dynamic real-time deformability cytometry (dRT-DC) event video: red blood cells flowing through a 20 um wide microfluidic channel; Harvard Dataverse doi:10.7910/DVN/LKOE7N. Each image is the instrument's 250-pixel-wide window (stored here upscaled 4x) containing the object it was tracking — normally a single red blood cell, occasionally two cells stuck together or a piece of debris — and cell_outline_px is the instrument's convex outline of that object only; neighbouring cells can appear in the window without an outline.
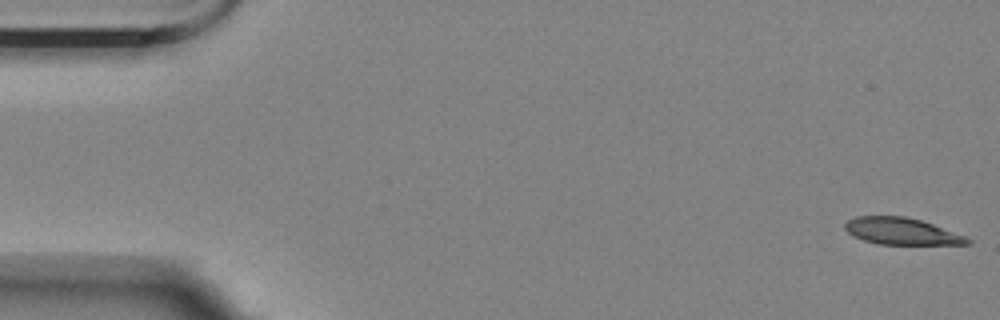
{"species": "Egyptian fruit bat (a non-hibernating species)", "species_latin": "Rousettus aegyptiacus", "temperature_condition": "room temperature", "stored_images_in_passage": 6, "camera_frame_rate_fps": 3000, "um_per_image_px": 0.085, "animal": {"sex": "female"}, "frame": {"image": 1, "passage_image": 1, "time_ms": 0.0, "image_size_px": [1000, 320], "cell_outline_px": [[972, 244], [876, 244], [852, 236], [844, 228], [844, 224], [848, 220], [856, 216], [904, 216], [920, 220], [932, 224], [964, 236], [972, 240]], "centroid_in_image_um": [76.59, 19.66], "position_along_channel_um": 8.4, "area_um2": 18.96}}
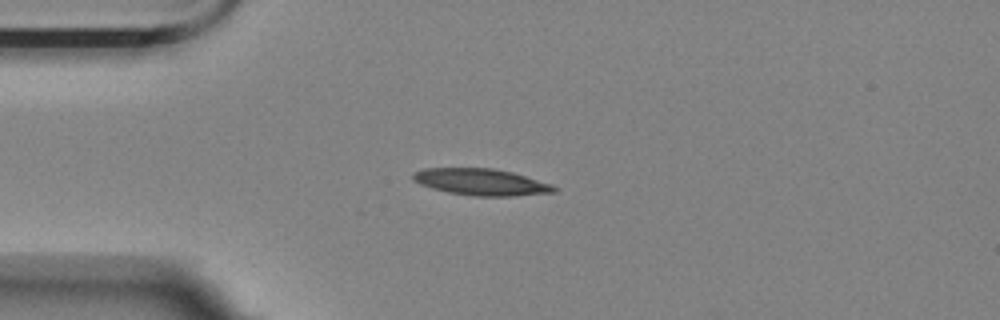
{"frame": {"image": 2, "passage_image": 4, "time_ms": 4.333, "image_size_px": [1000, 320], "cell_outline_px": [[560, 188], [556, 192], [516, 196], [476, 196], [448, 192], [432, 188], [420, 184], [412, 180], [412, 176], [416, 172], [424, 168], [492, 168], [512, 172], [552, 184]], "centroid_in_image_um": [40.94, 15.47], "position_along_channel_um": 44.1, "area_um2": 21.91}}
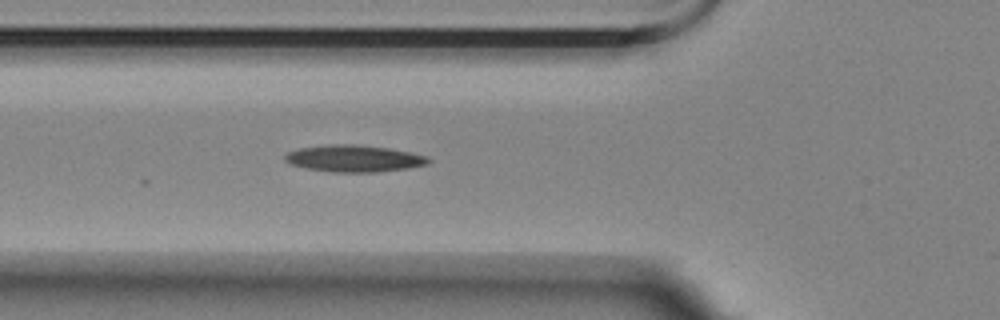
{"frame": {"image": 3, "passage_image": 6, "time_ms": 6.333, "image_size_px": [1000, 320], "cell_outline_px": [[432, 160], [428, 164], [408, 168], [376, 172], [332, 172], [308, 168], [288, 164], [284, 160], [284, 156], [288, 152], [300, 148], [332, 144], [356, 144], [388, 148], [412, 152], [428, 156]], "centroid_in_image_um": [30.12, 13.47], "position_along_channel_um": 95.7, "area_um2": 22.48}}